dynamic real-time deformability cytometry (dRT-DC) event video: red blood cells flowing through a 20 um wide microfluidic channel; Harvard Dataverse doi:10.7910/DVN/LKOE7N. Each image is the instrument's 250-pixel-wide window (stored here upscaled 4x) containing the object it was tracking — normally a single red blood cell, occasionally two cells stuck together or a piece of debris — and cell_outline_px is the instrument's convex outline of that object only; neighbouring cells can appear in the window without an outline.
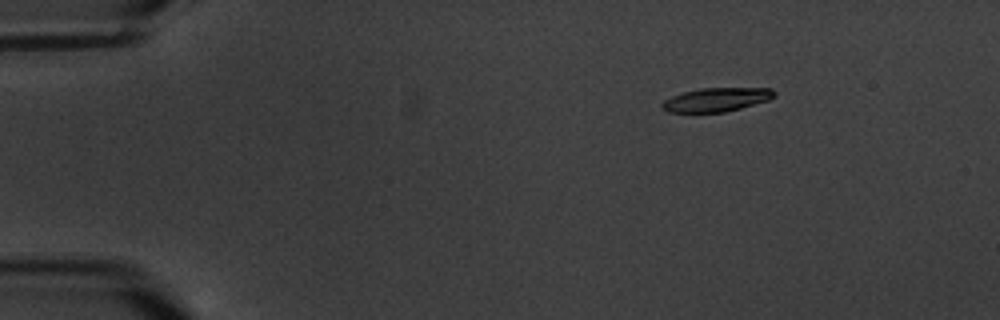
{"species": "common noctule bat (a hibernating species)", "species_latin": "Nyctalus noctula", "temperature_condition": "warm", "stored_images_in_passage": 4, "camera_frame_rate_fps": 3000, "um_per_image_px": 0.085, "animal": {"sex": "male", "body_mass_g": 20.1, "forearm_length_mm": 53.5}, "frame": {"image": 1, "passage_image": 1, "time_ms": 0.0, "image_size_px": [1000, 320], "cell_outline_px": [[776, 96], [768, 100], [740, 108], [724, 112], [668, 112], [660, 108], [660, 104], [664, 100], [672, 96], [684, 92], [700, 88], [772, 88], [776, 92]], "centroid_in_image_um": [60.88, 8.47], "position_along_channel_um": 24.1, "area_um2": 15.55}}
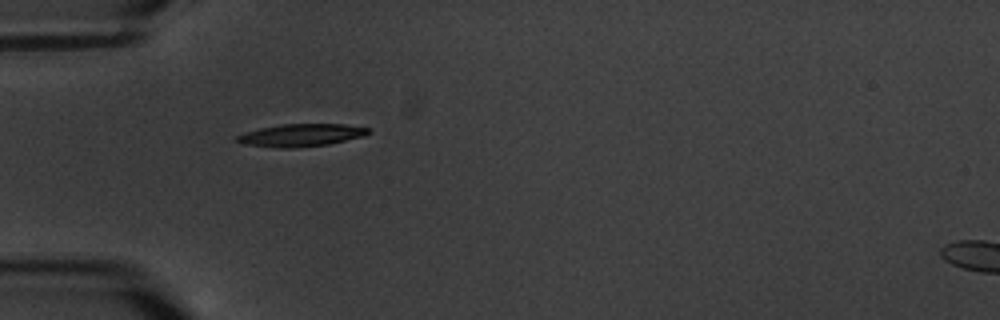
{"frame": {"image": 2, "passage_image": 4, "time_ms": 3.333, "image_size_px": [1000, 320], "cell_outline_px": [[372, 132], [364, 136], [328, 144], [292, 148], [276, 148], [244, 144], [236, 140], [236, 136], [244, 132], [260, 128], [284, 124], [344, 124], [368, 128]], "centroid_in_image_um": [25.59, 11.49], "position_along_channel_um": 59.4, "area_um2": 17.22}}